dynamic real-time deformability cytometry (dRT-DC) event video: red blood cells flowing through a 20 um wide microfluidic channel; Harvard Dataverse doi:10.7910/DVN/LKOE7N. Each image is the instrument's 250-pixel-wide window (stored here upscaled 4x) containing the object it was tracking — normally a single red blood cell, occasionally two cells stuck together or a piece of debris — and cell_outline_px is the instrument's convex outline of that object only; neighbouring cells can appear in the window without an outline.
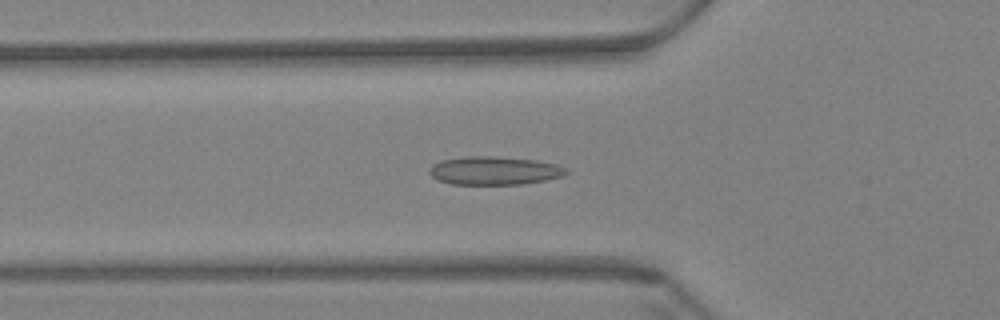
{"species": "Egyptian fruit bat (a non-hibernating species)", "species_latin": "Rousettus aegyptiacus", "temperature_condition": "warm", "stored_images_in_passage": 59, "camera_frame_rate_fps": 3000, "um_per_image_px": 0.085, "animal": {"sex": "female"}, "frame": {"image": 1, "passage_image": 21, "time_ms": 6.667, "image_size_px": [1000, 320], "cell_outline_px": [[568, 172], [564, 176], [544, 180], [520, 184], [452, 184], [440, 180], [432, 176], [428, 172], [436, 164], [444, 160], [464, 156], [496, 156], [536, 160], [556, 164], [564, 168]], "centroid_in_image_um": [42.05, 14.5], "position_along_channel_um": 83.7, "area_um2": 22.25}}
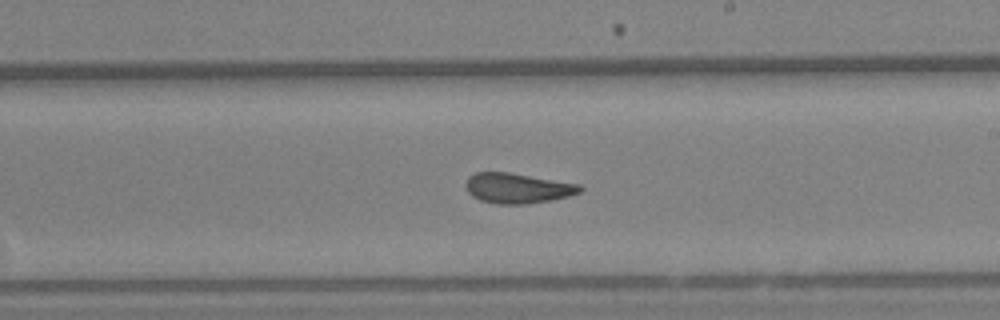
{"frame": {"image": 2, "passage_image": 35, "time_ms": 11.333, "image_size_px": [1000, 320], "cell_outline_px": [[584, 188], [580, 192], [568, 196], [552, 200], [528, 204], [496, 204], [480, 200], [472, 196], [464, 188], [464, 184], [468, 176], [476, 172], [508, 172], [580, 184]], "centroid_in_image_um": [43.96, 16.0], "position_along_channel_um": 245.0, "area_um2": 20.29}}
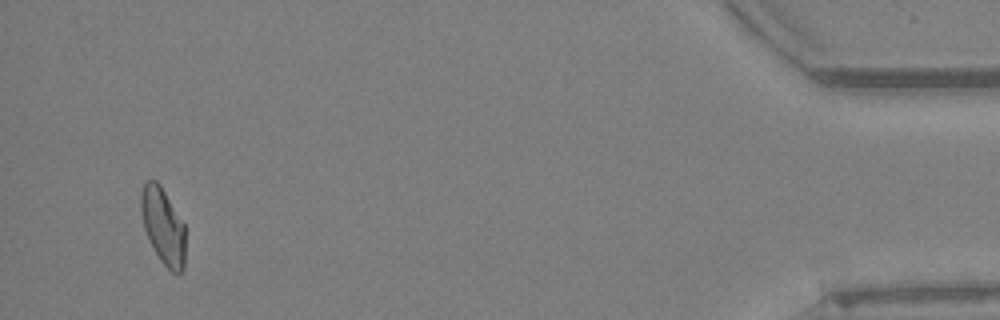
{"frame": {"image": 3, "passage_image": 57, "time_ms": 18.667, "image_size_px": [1000, 320], "cell_outline_px": [[184, 268], [180, 272], [172, 272], [160, 260], [144, 228], [140, 208], [140, 192], [144, 184], [148, 180], [156, 180], [160, 184], [184, 224]], "centroid_in_image_um": [13.84, 19.18], "position_along_channel_um": 421.4, "area_um2": 19.36}, "authors_computed_cell_mechanics": {"area_um2": 20.519, "velocity_mm_per_s": 3.4672, "shape_relaxation_time_tau1_ms": null, "shape_relaxation_time_tau2_ms": 2.3937, "deformation_change_tau1": null, "deformation_change_tau2": 0.0868}}